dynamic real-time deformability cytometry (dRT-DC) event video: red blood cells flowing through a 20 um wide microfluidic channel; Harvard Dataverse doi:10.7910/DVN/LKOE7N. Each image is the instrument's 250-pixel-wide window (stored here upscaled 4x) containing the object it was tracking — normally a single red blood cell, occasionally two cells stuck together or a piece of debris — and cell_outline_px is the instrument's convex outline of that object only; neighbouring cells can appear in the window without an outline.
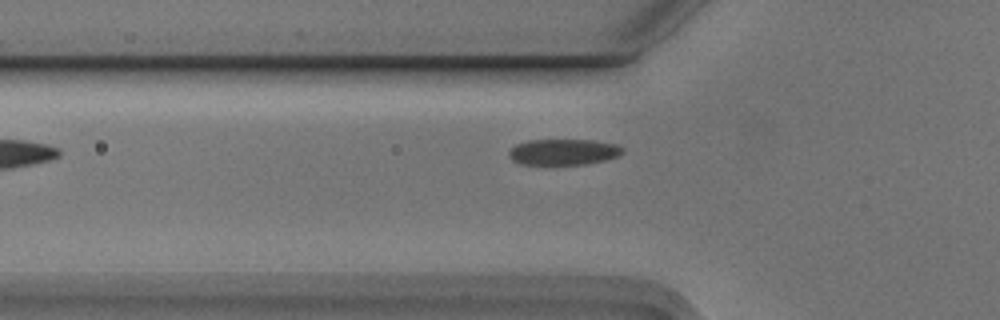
{"species": "Egyptian fruit bat (a non-hibernating species)", "species_latin": "Rousettus aegyptiacus", "temperature_condition": "cold", "stored_images_in_passage": 7, "camera_frame_rate_fps": 3000, "um_per_image_px": 0.085, "animal": {"sex": "male"}, "frame": {"image": 1, "passage_image": 7, "time_ms": 2.0, "image_size_px": [1000, 320], "cell_outline_px": [[624, 152], [616, 156], [604, 160], [584, 164], [520, 164], [512, 160], [508, 156], [508, 152], [516, 144], [528, 140], [596, 140], [616, 144], [624, 148]], "centroid_in_image_um": [47.88, 12.91], "position_along_channel_um": 77.9, "area_um2": 17.17}}